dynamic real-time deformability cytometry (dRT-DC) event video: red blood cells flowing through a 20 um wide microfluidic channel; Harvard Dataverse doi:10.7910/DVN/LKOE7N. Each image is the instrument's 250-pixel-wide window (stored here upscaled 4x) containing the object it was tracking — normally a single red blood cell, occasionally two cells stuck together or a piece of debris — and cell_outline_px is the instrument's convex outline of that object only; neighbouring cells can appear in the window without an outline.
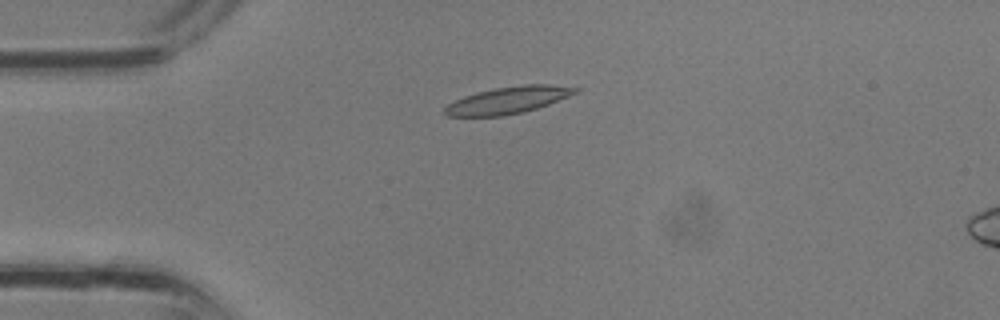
{"species": "common noctule bat (a hibernating species)", "species_latin": "Nyctalus noctula", "temperature_condition": "room temperature", "stored_images_in_passage": 33, "camera_frame_rate_fps": 3000, "um_per_image_px": 0.085, "animal": {"sex": "male", "body_mass_g": 13.3}, "frame": {"image": 1, "passage_image": 8, "time_ms": 2.333, "image_size_px": [1000, 320], "cell_outline_px": [[580, 92], [548, 104], [524, 112], [500, 116], [448, 116], [444, 112], [444, 108], [448, 104], [464, 96], [476, 92], [496, 88], [524, 84], [548, 84], [580, 88]], "centroid_in_image_um": [43.21, 8.5], "position_along_channel_um": 41.8, "area_um2": 20.4}}
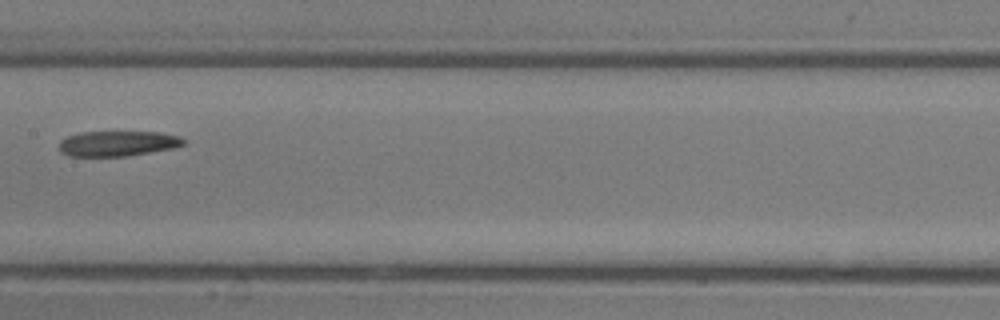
{"frame": {"image": 2, "passage_image": 17, "time_ms": 5.333, "image_size_px": [1000, 320], "cell_outline_px": [[184, 144], [172, 148], [128, 156], [68, 156], [60, 152], [60, 140], [68, 136], [80, 132], [160, 132], [180, 136], [184, 140]], "centroid_in_image_um": [9.98, 12.2], "position_along_channel_um": 197.4, "area_um2": 18.26}}
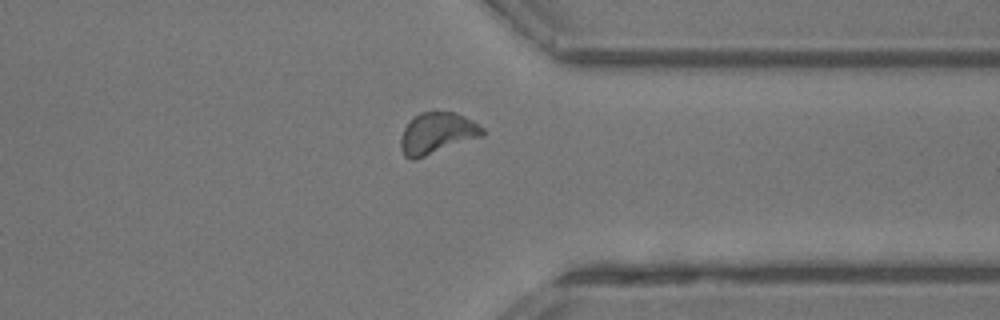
{"frame": {"image": 3, "passage_image": 26, "time_ms": 8.333, "image_size_px": [1000, 320], "cell_outline_px": [[484, 136], [416, 160], [408, 160], [404, 156], [400, 148], [400, 136], [408, 120], [412, 116], [420, 112], [432, 108], [452, 112], [464, 116], [472, 120], [484, 128]], "centroid_in_image_um": [37.11, 11.31], "position_along_channel_um": 374.3, "area_um2": 20.63}}